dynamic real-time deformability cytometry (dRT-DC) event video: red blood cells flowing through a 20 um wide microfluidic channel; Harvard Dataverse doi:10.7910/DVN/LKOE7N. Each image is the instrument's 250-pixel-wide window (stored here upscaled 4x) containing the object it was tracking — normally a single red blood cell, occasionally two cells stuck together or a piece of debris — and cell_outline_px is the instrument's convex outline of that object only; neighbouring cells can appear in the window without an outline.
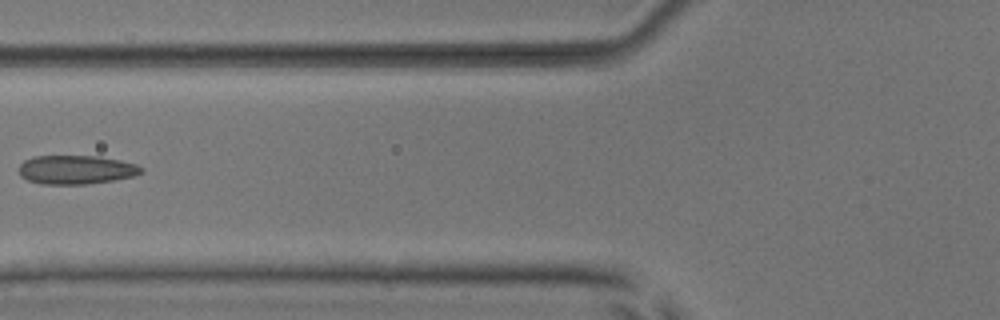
{"species": "common noctule bat (a hibernating species)", "species_latin": "Nyctalus noctula", "temperature_condition": "room temperature", "stored_images_in_passage": 7, "camera_frame_rate_fps": 3000, "um_per_image_px": 0.085, "animal": {"sex": "male", "body_mass_g": 17.9, "forearm_length_mm": 54.2}, "frame": {"image": 1, "passage_image": 6, "time_ms": 6.667, "image_size_px": [1000, 320], "cell_outline_px": [[144, 172], [136, 176], [88, 184], [40, 184], [28, 180], [20, 176], [20, 164], [24, 160], [32, 156], [100, 156], [120, 160], [136, 164], [144, 168]], "centroid_in_image_um": [6.5, 14.42], "position_along_channel_um": 119.3, "area_um2": 20.75}}
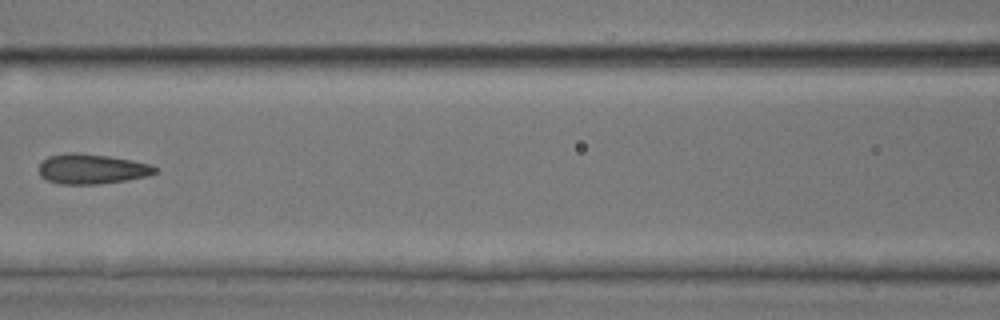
{"frame": {"image": 2, "passage_image": 7, "time_ms": 7.667, "image_size_px": [1000, 320], "cell_outline_px": [[156, 172], [148, 176], [124, 180], [96, 184], [60, 184], [48, 180], [40, 176], [40, 164], [48, 156], [68, 152], [80, 152], [108, 156], [132, 160], [152, 164], [156, 168]], "centroid_in_image_um": [7.8, 14.35], "position_along_channel_um": 158.8, "area_um2": 20.23}}